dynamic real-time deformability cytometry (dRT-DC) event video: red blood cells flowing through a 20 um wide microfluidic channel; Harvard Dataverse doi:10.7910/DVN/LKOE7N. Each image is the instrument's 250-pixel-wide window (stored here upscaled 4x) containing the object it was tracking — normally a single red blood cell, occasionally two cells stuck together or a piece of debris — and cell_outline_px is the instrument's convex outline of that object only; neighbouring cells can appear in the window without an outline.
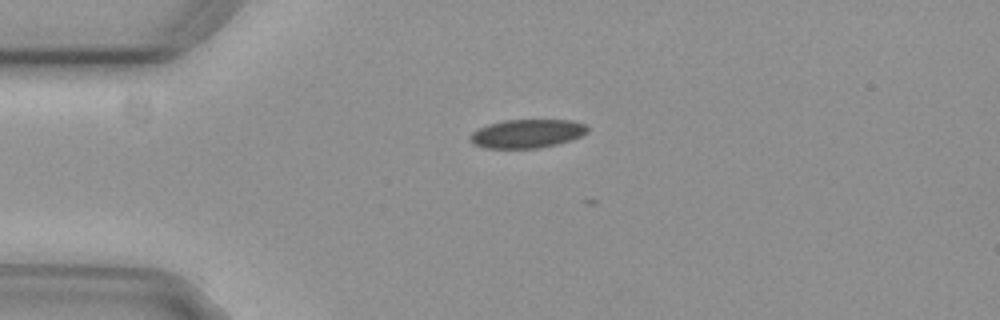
{"species": "common noctule bat (a hibernating species)", "species_latin": "Nyctalus noctula", "temperature_condition": "cold", "stored_images_in_passage": 2, "camera_frame_rate_fps": 3000, "um_per_image_px": 0.085, "animal": {"sex": "female", "body_mass_g": 29.2, "forearm_length_mm": 56.3}, "frame": {"image": 1, "passage_image": 1, "time_ms": 0.0, "image_size_px": [1000, 320], "cell_outline_px": [[588, 132], [572, 140], [556, 144], [536, 148], [484, 148], [472, 144], [468, 140], [468, 136], [476, 128], [488, 124], [504, 120], [572, 120], [584, 124], [588, 128]], "centroid_in_image_um": [44.74, 11.36], "position_along_channel_um": 40.3, "area_um2": 19.77}}